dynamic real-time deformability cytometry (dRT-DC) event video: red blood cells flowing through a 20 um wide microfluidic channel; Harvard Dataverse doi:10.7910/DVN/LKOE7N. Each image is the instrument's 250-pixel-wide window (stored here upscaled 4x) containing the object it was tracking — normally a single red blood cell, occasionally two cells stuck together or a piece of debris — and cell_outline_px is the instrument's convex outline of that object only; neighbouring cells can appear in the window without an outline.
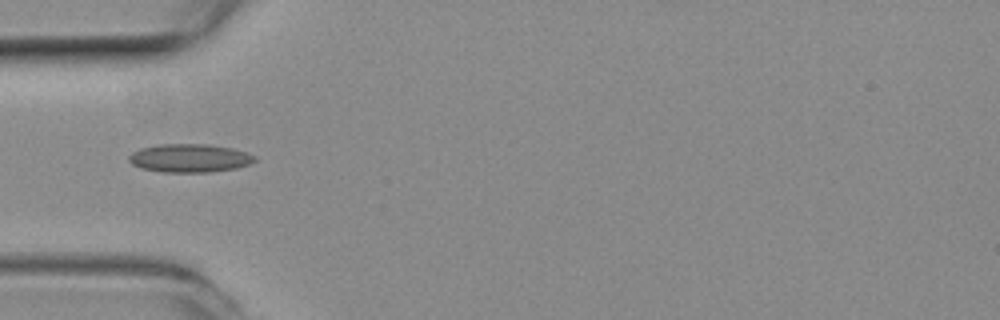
{"species": "common noctule bat (a hibernating species)", "species_latin": "Nyctalus noctula", "temperature_condition": "room temperature", "stored_images_in_passage": 9, "camera_frame_rate_fps": 3000, "um_per_image_px": 0.085, "animal": {"sex": "female", "body_mass_g": 19.3, "forearm_length_mm": 54.1}, "frame": {"image": 1, "passage_image": 6, "time_ms": 1.667, "image_size_px": [1000, 320], "cell_outline_px": [[256, 160], [248, 164], [236, 168], [208, 172], [160, 172], [140, 168], [132, 164], [128, 160], [128, 156], [132, 152], [140, 148], [156, 144], [208, 144], [232, 148], [248, 152], [256, 156]], "centroid_in_image_um": [16.09, 13.43], "position_along_channel_um": 68.9, "area_um2": 20.98}}